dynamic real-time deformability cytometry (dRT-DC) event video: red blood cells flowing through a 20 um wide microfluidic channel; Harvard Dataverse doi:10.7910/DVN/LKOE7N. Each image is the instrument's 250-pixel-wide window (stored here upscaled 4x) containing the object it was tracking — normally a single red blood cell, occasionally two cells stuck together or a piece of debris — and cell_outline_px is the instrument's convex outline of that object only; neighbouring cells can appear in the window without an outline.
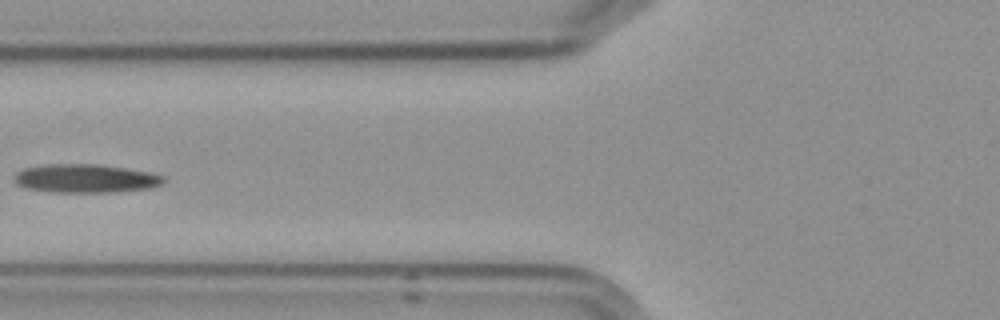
{"species": "Egyptian fruit bat (a non-hibernating species)", "species_latin": "Rousettus aegyptiacus", "temperature_condition": "cold", "stored_images_in_passage": 4, "camera_frame_rate_fps": 3000, "um_per_image_px": 0.085, "frame": {"image": 1, "passage_image": 4, "time_ms": 3.333, "image_size_px": [1000, 320], "cell_outline_px": [[168, 180], [164, 184], [152, 188], [116, 192], [52, 192], [24, 188], [16, 184], [16, 172], [24, 168], [48, 164], [96, 164], [124, 168], [148, 172], [164, 176]], "centroid_in_image_um": [7.32, 15.18], "position_along_channel_um": 118.5, "area_um2": 24.97}}